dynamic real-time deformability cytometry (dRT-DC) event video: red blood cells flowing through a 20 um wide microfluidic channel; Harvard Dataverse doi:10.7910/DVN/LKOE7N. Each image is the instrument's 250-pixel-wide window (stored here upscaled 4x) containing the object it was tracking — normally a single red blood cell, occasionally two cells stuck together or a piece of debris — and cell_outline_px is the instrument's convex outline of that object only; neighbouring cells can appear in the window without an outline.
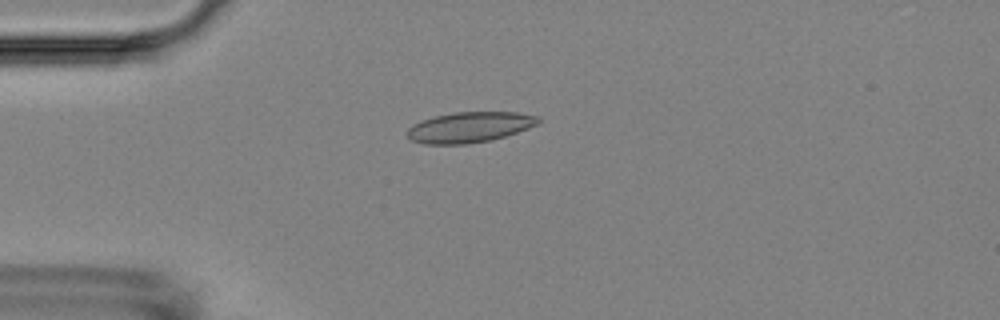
{"species": "Egyptian fruit bat (a non-hibernating species)", "species_latin": "Rousettus aegyptiacus", "temperature_condition": "room temperature", "stored_images_in_passage": 2, "camera_frame_rate_fps": 3000, "um_per_image_px": 0.085, "animal": {"sex": "female"}, "frame": {"image": 1, "passage_image": 2, "time_ms": 1.333, "image_size_px": [1000, 320], "cell_outline_px": [[540, 124], [492, 140], [464, 144], [424, 144], [412, 140], [408, 136], [408, 128], [412, 124], [420, 120], [436, 116], [456, 112], [516, 112], [540, 116]], "centroid_in_image_um": [39.93, 10.81], "position_along_channel_um": 45.1, "area_um2": 23.29}}